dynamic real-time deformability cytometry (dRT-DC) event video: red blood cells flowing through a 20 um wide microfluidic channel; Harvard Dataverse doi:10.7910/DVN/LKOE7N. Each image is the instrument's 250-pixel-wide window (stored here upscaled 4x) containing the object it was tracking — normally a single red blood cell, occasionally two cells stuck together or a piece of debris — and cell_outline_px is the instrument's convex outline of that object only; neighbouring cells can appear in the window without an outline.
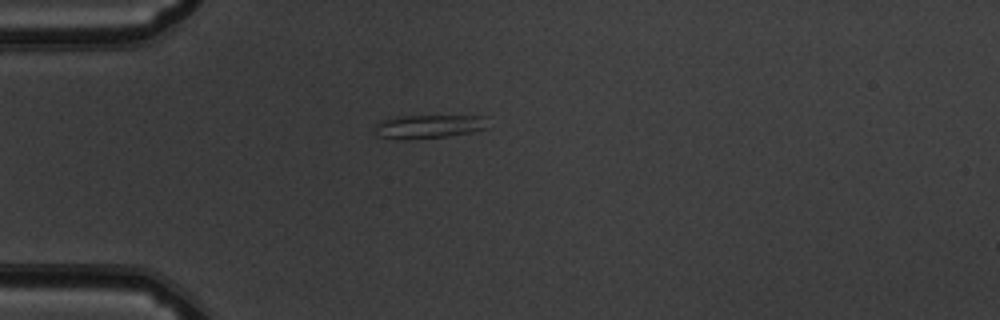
{"species": "common noctule bat (a hibernating species)", "species_latin": "Nyctalus noctula", "temperature_condition": "warm", "stored_images_in_passage": 33, "camera_frame_rate_fps": 3000, "um_per_image_px": 0.085, "animal": {"sex": "male", "body_mass_g": 19.5, "forearm_length_mm": 54.6}, "frame": {"image": 1, "passage_image": 1, "time_ms": 0.0, "image_size_px": [1000, 320], "cell_outline_px": [[488, 128], [472, 132], [448, 136], [408, 140], [380, 136], [376, 132], [376, 124], [384, 120], [400, 116], [488, 116]], "centroid_in_image_um": [36.54, 10.75], "position_along_channel_um": 48.5, "area_um2": 15.49}}
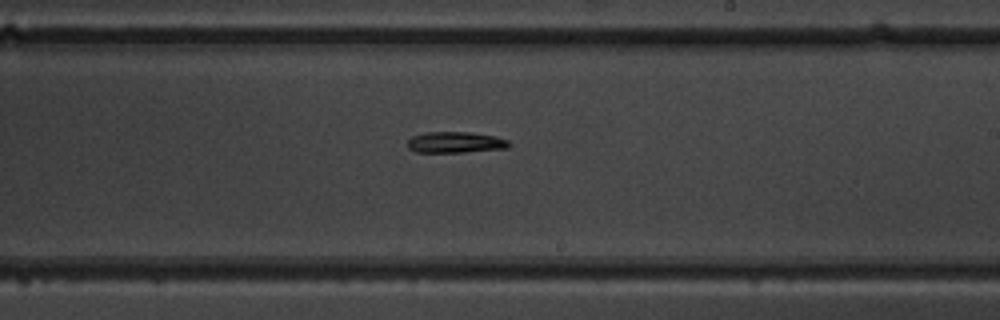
{"frame": {"image": 2, "passage_image": 18, "time_ms": 5.667, "image_size_px": [1000, 320], "cell_outline_px": [[512, 144], [508, 148], [464, 152], [416, 152], [408, 148], [408, 140], [412, 136], [424, 132], [468, 132], [496, 136], [508, 140]], "centroid_in_image_um": [38.73, 12.09], "position_along_channel_um": 250.3, "area_um2": 12.54}}
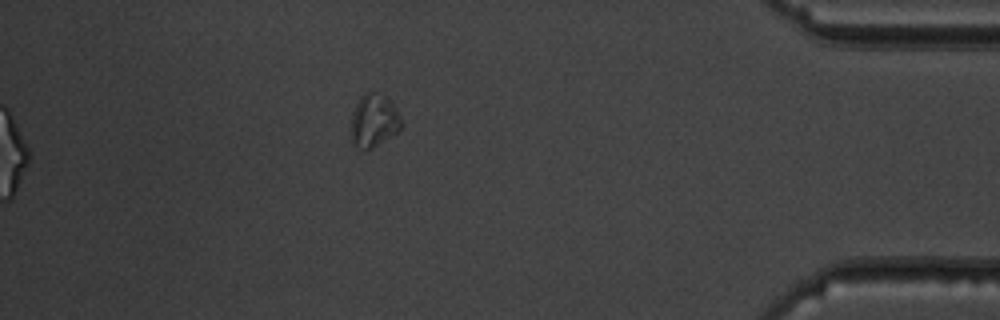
{"frame": {"image": 3, "passage_image": 33, "time_ms": 10.667, "image_size_px": [1000, 320], "cell_outline_px": [[404, 124], [396, 132], [372, 148], [364, 152], [352, 140], [352, 112], [360, 96], [364, 92], [372, 92], [384, 96], [392, 104], [400, 116]], "centroid_in_image_um": [31.77, 10.25], "position_along_channel_um": 403.4, "area_um2": 15.2}, "authors_computed_cell_mechanics": {"area_um2": 12.5426, "velocity_mm_per_s": 3.8644, "shape_relaxation_time_tau1_ms": 3.2042, "shape_relaxation_time_tau2_ms": 2.4918, "deformation_change_tau1": 0.1367, "deformation_change_tau2": 0.0667}}